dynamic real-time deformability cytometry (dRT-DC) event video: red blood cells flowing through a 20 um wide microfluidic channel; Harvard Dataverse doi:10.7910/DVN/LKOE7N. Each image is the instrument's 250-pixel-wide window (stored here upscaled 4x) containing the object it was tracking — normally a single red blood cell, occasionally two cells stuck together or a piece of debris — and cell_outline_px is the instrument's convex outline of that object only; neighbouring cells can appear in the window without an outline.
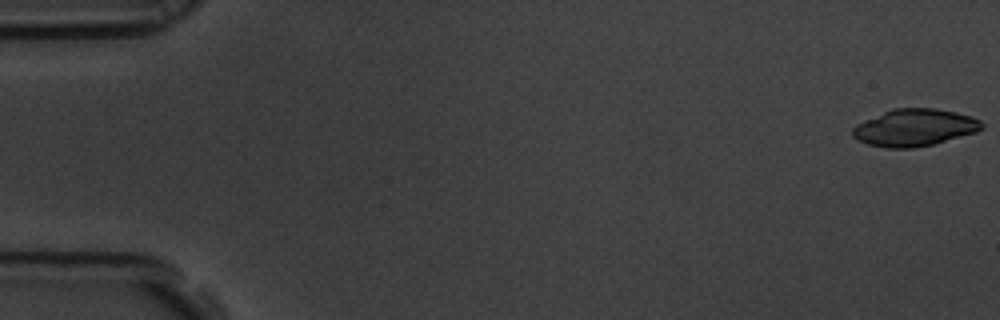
{"species": "common noctule bat (a hibernating species)", "species_latin": "Nyctalus noctula", "temperature_condition": "room temperature", "stored_images_in_passage": 5, "camera_frame_rate_fps": 3000, "um_per_image_px": 0.085, "animal": {"sex": "male", "body_mass_g": 19.5, "forearm_length_mm": 54.6}, "frame": {"image": 1, "passage_image": 1, "time_ms": 0.0, "image_size_px": [1000, 320], "cell_outline_px": [[984, 128], [976, 132], [932, 144], [912, 148], [888, 148], [868, 144], [856, 140], [852, 136], [852, 128], [856, 124], [864, 120], [892, 108], [936, 108], [956, 112], [972, 116], [980, 120], [984, 124]], "centroid_in_image_um": [77.72, 10.84], "position_along_channel_um": 7.3, "area_um2": 28.03}}